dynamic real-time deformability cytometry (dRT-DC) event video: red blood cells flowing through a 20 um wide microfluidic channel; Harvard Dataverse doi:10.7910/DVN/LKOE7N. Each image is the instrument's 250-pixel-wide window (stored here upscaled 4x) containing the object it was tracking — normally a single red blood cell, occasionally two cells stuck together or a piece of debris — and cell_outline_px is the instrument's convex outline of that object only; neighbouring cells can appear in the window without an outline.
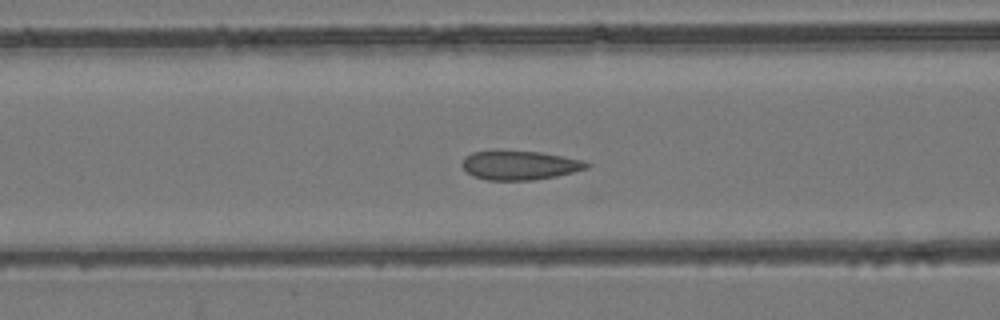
{"species": "common noctule bat (a hibernating species)", "species_latin": "Nyctalus noctula", "temperature_condition": "room temperature", "stored_images_in_passage": 38, "camera_frame_rate_fps": 3000, "um_per_image_px": 0.085, "animal": {"sex": "female", "body_mass_g": 24.6, "forearm_length_mm": 56.2}, "frame": {"image": 1, "passage_image": 7, "time_ms": 2.0, "image_size_px": [1000, 320], "cell_outline_px": [[592, 164], [588, 168], [556, 176], [532, 180], [488, 180], [472, 176], [460, 164], [464, 156], [472, 152], [496, 148], [540, 152], [584, 160]], "centroid_in_image_um": [44.12, 14.0], "position_along_channel_um": 122.5, "area_um2": 21.79}}
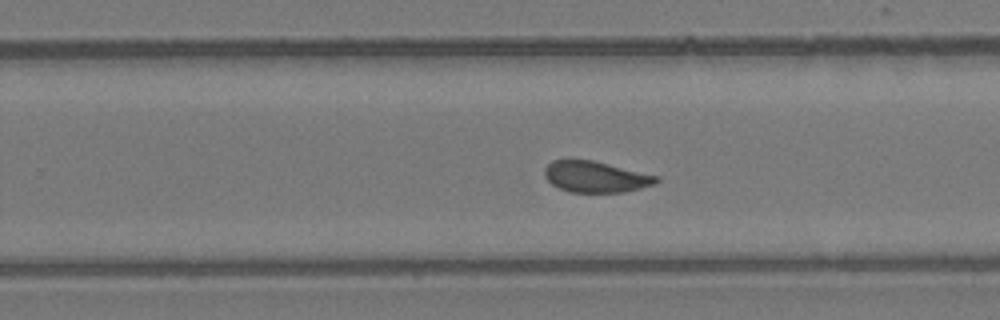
{"frame": {"image": 2, "passage_image": 19, "time_ms": 6.0, "image_size_px": [1000, 320], "cell_outline_px": [[660, 180], [656, 184], [624, 192], [568, 192], [552, 184], [544, 176], [544, 168], [552, 160], [592, 160], [660, 176]], "centroid_in_image_um": [50.65, 15.03], "position_along_channel_um": 279.1, "area_um2": 20.29}}
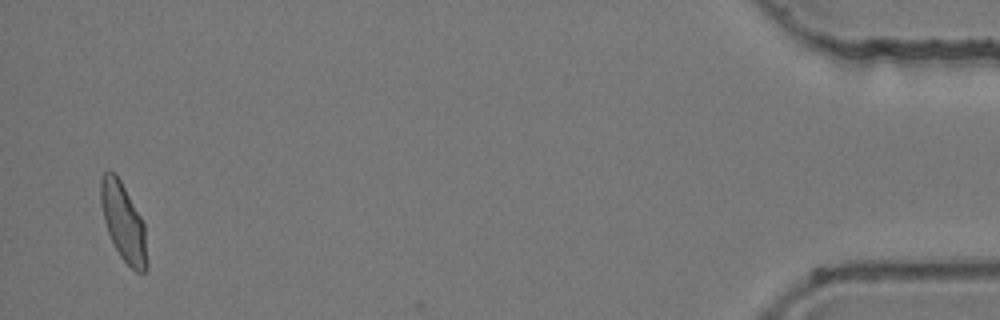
{"frame": {"image": 3, "passage_image": 37, "time_ms": 12.0, "image_size_px": [1000, 320], "cell_outline_px": [[148, 268], [144, 272], [136, 272], [120, 256], [108, 232], [104, 220], [100, 204], [100, 176], [108, 168], [116, 172], [140, 216], [144, 224], [148, 264]], "centroid_in_image_um": [10.47, 18.84], "position_along_channel_um": 424.7, "area_um2": 21.04}, "authors_computed_cell_mechanics": {"area_um2": 20.8369, "velocity_mm_per_s": 3.9345, "shape_relaxation_time_tau1_ms": 5.3722, "shape_relaxation_time_tau2_ms": 0.7296, "deformation_change_tau1": 0.1146, "deformation_change_tau2": 0.0456}}